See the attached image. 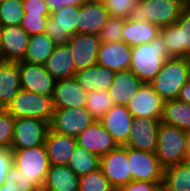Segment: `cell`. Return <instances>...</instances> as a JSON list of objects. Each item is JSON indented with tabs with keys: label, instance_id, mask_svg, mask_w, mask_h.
Wrapping results in <instances>:
<instances>
[{
	"label": "cell",
	"instance_id": "cell-1",
	"mask_svg": "<svg viewBox=\"0 0 190 191\" xmlns=\"http://www.w3.org/2000/svg\"><path fill=\"white\" fill-rule=\"evenodd\" d=\"M167 58L168 48L160 34L151 43L132 48L130 70L143 83H151Z\"/></svg>",
	"mask_w": 190,
	"mask_h": 191
},
{
	"label": "cell",
	"instance_id": "cell-2",
	"mask_svg": "<svg viewBox=\"0 0 190 191\" xmlns=\"http://www.w3.org/2000/svg\"><path fill=\"white\" fill-rule=\"evenodd\" d=\"M190 80L187 58H167L160 72L151 81L154 91L164 100L177 99L181 88Z\"/></svg>",
	"mask_w": 190,
	"mask_h": 191
},
{
	"label": "cell",
	"instance_id": "cell-3",
	"mask_svg": "<svg viewBox=\"0 0 190 191\" xmlns=\"http://www.w3.org/2000/svg\"><path fill=\"white\" fill-rule=\"evenodd\" d=\"M182 10L183 7L176 0H139L127 19L150 22L161 29L175 24Z\"/></svg>",
	"mask_w": 190,
	"mask_h": 191
},
{
	"label": "cell",
	"instance_id": "cell-4",
	"mask_svg": "<svg viewBox=\"0 0 190 191\" xmlns=\"http://www.w3.org/2000/svg\"><path fill=\"white\" fill-rule=\"evenodd\" d=\"M5 110L15 119L32 118L42 120L50 125L54 106L52 96L21 89Z\"/></svg>",
	"mask_w": 190,
	"mask_h": 191
},
{
	"label": "cell",
	"instance_id": "cell-5",
	"mask_svg": "<svg viewBox=\"0 0 190 191\" xmlns=\"http://www.w3.org/2000/svg\"><path fill=\"white\" fill-rule=\"evenodd\" d=\"M187 132L175 126L160 123L156 157L165 168L171 165L180 164L184 161L186 152Z\"/></svg>",
	"mask_w": 190,
	"mask_h": 191
},
{
	"label": "cell",
	"instance_id": "cell-6",
	"mask_svg": "<svg viewBox=\"0 0 190 191\" xmlns=\"http://www.w3.org/2000/svg\"><path fill=\"white\" fill-rule=\"evenodd\" d=\"M11 150L13 163L41 191L50 167L45 145Z\"/></svg>",
	"mask_w": 190,
	"mask_h": 191
},
{
	"label": "cell",
	"instance_id": "cell-7",
	"mask_svg": "<svg viewBox=\"0 0 190 191\" xmlns=\"http://www.w3.org/2000/svg\"><path fill=\"white\" fill-rule=\"evenodd\" d=\"M96 121L85 108H54L49 128L62 135L77 137L86 127Z\"/></svg>",
	"mask_w": 190,
	"mask_h": 191
},
{
	"label": "cell",
	"instance_id": "cell-8",
	"mask_svg": "<svg viewBox=\"0 0 190 191\" xmlns=\"http://www.w3.org/2000/svg\"><path fill=\"white\" fill-rule=\"evenodd\" d=\"M160 34L168 48V58H187L190 53V8H183L175 24L161 28Z\"/></svg>",
	"mask_w": 190,
	"mask_h": 191
},
{
	"label": "cell",
	"instance_id": "cell-9",
	"mask_svg": "<svg viewBox=\"0 0 190 191\" xmlns=\"http://www.w3.org/2000/svg\"><path fill=\"white\" fill-rule=\"evenodd\" d=\"M128 164L132 181L163 182L164 167L154 152L128 147Z\"/></svg>",
	"mask_w": 190,
	"mask_h": 191
},
{
	"label": "cell",
	"instance_id": "cell-10",
	"mask_svg": "<svg viewBox=\"0 0 190 191\" xmlns=\"http://www.w3.org/2000/svg\"><path fill=\"white\" fill-rule=\"evenodd\" d=\"M100 169L115 190L132 181L128 164V147L119 145L101 156Z\"/></svg>",
	"mask_w": 190,
	"mask_h": 191
},
{
	"label": "cell",
	"instance_id": "cell-11",
	"mask_svg": "<svg viewBox=\"0 0 190 191\" xmlns=\"http://www.w3.org/2000/svg\"><path fill=\"white\" fill-rule=\"evenodd\" d=\"M78 17V6H65L48 17L45 33L57 44H67L70 37L78 33Z\"/></svg>",
	"mask_w": 190,
	"mask_h": 191
},
{
	"label": "cell",
	"instance_id": "cell-12",
	"mask_svg": "<svg viewBox=\"0 0 190 191\" xmlns=\"http://www.w3.org/2000/svg\"><path fill=\"white\" fill-rule=\"evenodd\" d=\"M49 124L32 118L15 119L11 149L33 148L44 144Z\"/></svg>",
	"mask_w": 190,
	"mask_h": 191
},
{
	"label": "cell",
	"instance_id": "cell-13",
	"mask_svg": "<svg viewBox=\"0 0 190 191\" xmlns=\"http://www.w3.org/2000/svg\"><path fill=\"white\" fill-rule=\"evenodd\" d=\"M21 88L32 93L53 96L56 79L45 69L44 64L19 61Z\"/></svg>",
	"mask_w": 190,
	"mask_h": 191
},
{
	"label": "cell",
	"instance_id": "cell-14",
	"mask_svg": "<svg viewBox=\"0 0 190 191\" xmlns=\"http://www.w3.org/2000/svg\"><path fill=\"white\" fill-rule=\"evenodd\" d=\"M126 106L134 118L162 119L164 100L150 83H143Z\"/></svg>",
	"mask_w": 190,
	"mask_h": 191
},
{
	"label": "cell",
	"instance_id": "cell-15",
	"mask_svg": "<svg viewBox=\"0 0 190 191\" xmlns=\"http://www.w3.org/2000/svg\"><path fill=\"white\" fill-rule=\"evenodd\" d=\"M161 119L134 118L125 147L155 152Z\"/></svg>",
	"mask_w": 190,
	"mask_h": 191
},
{
	"label": "cell",
	"instance_id": "cell-16",
	"mask_svg": "<svg viewBox=\"0 0 190 191\" xmlns=\"http://www.w3.org/2000/svg\"><path fill=\"white\" fill-rule=\"evenodd\" d=\"M28 35L20 26H0V60L22 61L29 44Z\"/></svg>",
	"mask_w": 190,
	"mask_h": 191
},
{
	"label": "cell",
	"instance_id": "cell-17",
	"mask_svg": "<svg viewBox=\"0 0 190 191\" xmlns=\"http://www.w3.org/2000/svg\"><path fill=\"white\" fill-rule=\"evenodd\" d=\"M73 52L75 72L97 65L101 44L100 37L94 34L76 33L67 42Z\"/></svg>",
	"mask_w": 190,
	"mask_h": 191
},
{
	"label": "cell",
	"instance_id": "cell-18",
	"mask_svg": "<svg viewBox=\"0 0 190 191\" xmlns=\"http://www.w3.org/2000/svg\"><path fill=\"white\" fill-rule=\"evenodd\" d=\"M77 144L87 151L95 153L100 157L107 154L119 145L100 121H95L86 127L77 137Z\"/></svg>",
	"mask_w": 190,
	"mask_h": 191
},
{
	"label": "cell",
	"instance_id": "cell-19",
	"mask_svg": "<svg viewBox=\"0 0 190 191\" xmlns=\"http://www.w3.org/2000/svg\"><path fill=\"white\" fill-rule=\"evenodd\" d=\"M133 115L125 105H114L99 120L118 145L127 143L128 135L133 124Z\"/></svg>",
	"mask_w": 190,
	"mask_h": 191
},
{
	"label": "cell",
	"instance_id": "cell-20",
	"mask_svg": "<svg viewBox=\"0 0 190 191\" xmlns=\"http://www.w3.org/2000/svg\"><path fill=\"white\" fill-rule=\"evenodd\" d=\"M52 100L54 108L86 107L87 92L74 77L56 80Z\"/></svg>",
	"mask_w": 190,
	"mask_h": 191
},
{
	"label": "cell",
	"instance_id": "cell-21",
	"mask_svg": "<svg viewBox=\"0 0 190 191\" xmlns=\"http://www.w3.org/2000/svg\"><path fill=\"white\" fill-rule=\"evenodd\" d=\"M132 48L123 41L101 43L98 50L97 65L115 72L129 70Z\"/></svg>",
	"mask_w": 190,
	"mask_h": 191
},
{
	"label": "cell",
	"instance_id": "cell-22",
	"mask_svg": "<svg viewBox=\"0 0 190 191\" xmlns=\"http://www.w3.org/2000/svg\"><path fill=\"white\" fill-rule=\"evenodd\" d=\"M109 17L103 2L87 0L79 6L78 33L99 36Z\"/></svg>",
	"mask_w": 190,
	"mask_h": 191
},
{
	"label": "cell",
	"instance_id": "cell-23",
	"mask_svg": "<svg viewBox=\"0 0 190 191\" xmlns=\"http://www.w3.org/2000/svg\"><path fill=\"white\" fill-rule=\"evenodd\" d=\"M50 165H66L77 146L75 137L58 134L50 128L44 142Z\"/></svg>",
	"mask_w": 190,
	"mask_h": 191
},
{
	"label": "cell",
	"instance_id": "cell-24",
	"mask_svg": "<svg viewBox=\"0 0 190 191\" xmlns=\"http://www.w3.org/2000/svg\"><path fill=\"white\" fill-rule=\"evenodd\" d=\"M143 82L129 69L115 73L113 82L108 90L115 105H127Z\"/></svg>",
	"mask_w": 190,
	"mask_h": 191
},
{
	"label": "cell",
	"instance_id": "cell-25",
	"mask_svg": "<svg viewBox=\"0 0 190 191\" xmlns=\"http://www.w3.org/2000/svg\"><path fill=\"white\" fill-rule=\"evenodd\" d=\"M73 59V52L68 44H58L44 67L56 80L73 78L76 73Z\"/></svg>",
	"mask_w": 190,
	"mask_h": 191
},
{
	"label": "cell",
	"instance_id": "cell-26",
	"mask_svg": "<svg viewBox=\"0 0 190 191\" xmlns=\"http://www.w3.org/2000/svg\"><path fill=\"white\" fill-rule=\"evenodd\" d=\"M115 73L104 66L94 65L77 71L74 78L87 93L96 90L108 91Z\"/></svg>",
	"mask_w": 190,
	"mask_h": 191
},
{
	"label": "cell",
	"instance_id": "cell-27",
	"mask_svg": "<svg viewBox=\"0 0 190 191\" xmlns=\"http://www.w3.org/2000/svg\"><path fill=\"white\" fill-rule=\"evenodd\" d=\"M21 89L18 62L0 60V109H5Z\"/></svg>",
	"mask_w": 190,
	"mask_h": 191
},
{
	"label": "cell",
	"instance_id": "cell-28",
	"mask_svg": "<svg viewBox=\"0 0 190 191\" xmlns=\"http://www.w3.org/2000/svg\"><path fill=\"white\" fill-rule=\"evenodd\" d=\"M160 28L155 24L144 21L125 19L123 27V42L131 48L151 43L160 35Z\"/></svg>",
	"mask_w": 190,
	"mask_h": 191
},
{
	"label": "cell",
	"instance_id": "cell-29",
	"mask_svg": "<svg viewBox=\"0 0 190 191\" xmlns=\"http://www.w3.org/2000/svg\"><path fill=\"white\" fill-rule=\"evenodd\" d=\"M79 177L66 165H50L41 191H78Z\"/></svg>",
	"mask_w": 190,
	"mask_h": 191
},
{
	"label": "cell",
	"instance_id": "cell-30",
	"mask_svg": "<svg viewBox=\"0 0 190 191\" xmlns=\"http://www.w3.org/2000/svg\"><path fill=\"white\" fill-rule=\"evenodd\" d=\"M58 44L46 33L30 36L23 62L44 64Z\"/></svg>",
	"mask_w": 190,
	"mask_h": 191
},
{
	"label": "cell",
	"instance_id": "cell-31",
	"mask_svg": "<svg viewBox=\"0 0 190 191\" xmlns=\"http://www.w3.org/2000/svg\"><path fill=\"white\" fill-rule=\"evenodd\" d=\"M161 122L190 132V104L177 99L164 101Z\"/></svg>",
	"mask_w": 190,
	"mask_h": 191
},
{
	"label": "cell",
	"instance_id": "cell-32",
	"mask_svg": "<svg viewBox=\"0 0 190 191\" xmlns=\"http://www.w3.org/2000/svg\"><path fill=\"white\" fill-rule=\"evenodd\" d=\"M162 186L169 191H190V165L182 162L165 167Z\"/></svg>",
	"mask_w": 190,
	"mask_h": 191
},
{
	"label": "cell",
	"instance_id": "cell-33",
	"mask_svg": "<svg viewBox=\"0 0 190 191\" xmlns=\"http://www.w3.org/2000/svg\"><path fill=\"white\" fill-rule=\"evenodd\" d=\"M100 158L99 155L89 152L77 144L67 166L80 177L98 170Z\"/></svg>",
	"mask_w": 190,
	"mask_h": 191
},
{
	"label": "cell",
	"instance_id": "cell-34",
	"mask_svg": "<svg viewBox=\"0 0 190 191\" xmlns=\"http://www.w3.org/2000/svg\"><path fill=\"white\" fill-rule=\"evenodd\" d=\"M115 105L108 91H92L87 93L86 109L99 121L107 111Z\"/></svg>",
	"mask_w": 190,
	"mask_h": 191
},
{
	"label": "cell",
	"instance_id": "cell-35",
	"mask_svg": "<svg viewBox=\"0 0 190 191\" xmlns=\"http://www.w3.org/2000/svg\"><path fill=\"white\" fill-rule=\"evenodd\" d=\"M22 0H6L0 4V26H20L24 16Z\"/></svg>",
	"mask_w": 190,
	"mask_h": 191
},
{
	"label": "cell",
	"instance_id": "cell-36",
	"mask_svg": "<svg viewBox=\"0 0 190 191\" xmlns=\"http://www.w3.org/2000/svg\"><path fill=\"white\" fill-rule=\"evenodd\" d=\"M5 191H40L16 164H12L4 181Z\"/></svg>",
	"mask_w": 190,
	"mask_h": 191
},
{
	"label": "cell",
	"instance_id": "cell-37",
	"mask_svg": "<svg viewBox=\"0 0 190 191\" xmlns=\"http://www.w3.org/2000/svg\"><path fill=\"white\" fill-rule=\"evenodd\" d=\"M78 191H116L99 168L79 177Z\"/></svg>",
	"mask_w": 190,
	"mask_h": 191
},
{
	"label": "cell",
	"instance_id": "cell-38",
	"mask_svg": "<svg viewBox=\"0 0 190 191\" xmlns=\"http://www.w3.org/2000/svg\"><path fill=\"white\" fill-rule=\"evenodd\" d=\"M125 18L109 17L100 32L101 43L121 42L123 41V27Z\"/></svg>",
	"mask_w": 190,
	"mask_h": 191
},
{
	"label": "cell",
	"instance_id": "cell-39",
	"mask_svg": "<svg viewBox=\"0 0 190 191\" xmlns=\"http://www.w3.org/2000/svg\"><path fill=\"white\" fill-rule=\"evenodd\" d=\"M15 118L5 109H0V147L11 149Z\"/></svg>",
	"mask_w": 190,
	"mask_h": 191
},
{
	"label": "cell",
	"instance_id": "cell-40",
	"mask_svg": "<svg viewBox=\"0 0 190 191\" xmlns=\"http://www.w3.org/2000/svg\"><path fill=\"white\" fill-rule=\"evenodd\" d=\"M49 16L24 14L20 27L30 36L45 33Z\"/></svg>",
	"mask_w": 190,
	"mask_h": 191
},
{
	"label": "cell",
	"instance_id": "cell-41",
	"mask_svg": "<svg viewBox=\"0 0 190 191\" xmlns=\"http://www.w3.org/2000/svg\"><path fill=\"white\" fill-rule=\"evenodd\" d=\"M137 1L139 0H105L104 5L111 17L127 19Z\"/></svg>",
	"mask_w": 190,
	"mask_h": 191
},
{
	"label": "cell",
	"instance_id": "cell-42",
	"mask_svg": "<svg viewBox=\"0 0 190 191\" xmlns=\"http://www.w3.org/2000/svg\"><path fill=\"white\" fill-rule=\"evenodd\" d=\"M24 14H40V16H51L46 0H22Z\"/></svg>",
	"mask_w": 190,
	"mask_h": 191
},
{
	"label": "cell",
	"instance_id": "cell-43",
	"mask_svg": "<svg viewBox=\"0 0 190 191\" xmlns=\"http://www.w3.org/2000/svg\"><path fill=\"white\" fill-rule=\"evenodd\" d=\"M163 182L130 181L116 191H158Z\"/></svg>",
	"mask_w": 190,
	"mask_h": 191
},
{
	"label": "cell",
	"instance_id": "cell-44",
	"mask_svg": "<svg viewBox=\"0 0 190 191\" xmlns=\"http://www.w3.org/2000/svg\"><path fill=\"white\" fill-rule=\"evenodd\" d=\"M13 164L12 150L0 147V187L6 180V174Z\"/></svg>",
	"mask_w": 190,
	"mask_h": 191
},
{
	"label": "cell",
	"instance_id": "cell-45",
	"mask_svg": "<svg viewBox=\"0 0 190 191\" xmlns=\"http://www.w3.org/2000/svg\"><path fill=\"white\" fill-rule=\"evenodd\" d=\"M87 0H46V3L48 4L50 13H53L55 11H58L62 9L63 7L68 6H81L84 4Z\"/></svg>",
	"mask_w": 190,
	"mask_h": 191
},
{
	"label": "cell",
	"instance_id": "cell-46",
	"mask_svg": "<svg viewBox=\"0 0 190 191\" xmlns=\"http://www.w3.org/2000/svg\"><path fill=\"white\" fill-rule=\"evenodd\" d=\"M177 100L190 104V80L181 88Z\"/></svg>",
	"mask_w": 190,
	"mask_h": 191
},
{
	"label": "cell",
	"instance_id": "cell-47",
	"mask_svg": "<svg viewBox=\"0 0 190 191\" xmlns=\"http://www.w3.org/2000/svg\"><path fill=\"white\" fill-rule=\"evenodd\" d=\"M183 162L190 165V132H188L186 136V152Z\"/></svg>",
	"mask_w": 190,
	"mask_h": 191
},
{
	"label": "cell",
	"instance_id": "cell-48",
	"mask_svg": "<svg viewBox=\"0 0 190 191\" xmlns=\"http://www.w3.org/2000/svg\"><path fill=\"white\" fill-rule=\"evenodd\" d=\"M183 8H190V0H176Z\"/></svg>",
	"mask_w": 190,
	"mask_h": 191
},
{
	"label": "cell",
	"instance_id": "cell-49",
	"mask_svg": "<svg viewBox=\"0 0 190 191\" xmlns=\"http://www.w3.org/2000/svg\"><path fill=\"white\" fill-rule=\"evenodd\" d=\"M158 191H169V190H167L164 186L161 185Z\"/></svg>",
	"mask_w": 190,
	"mask_h": 191
},
{
	"label": "cell",
	"instance_id": "cell-50",
	"mask_svg": "<svg viewBox=\"0 0 190 191\" xmlns=\"http://www.w3.org/2000/svg\"><path fill=\"white\" fill-rule=\"evenodd\" d=\"M187 59H188L189 67H190V53L188 54Z\"/></svg>",
	"mask_w": 190,
	"mask_h": 191
},
{
	"label": "cell",
	"instance_id": "cell-51",
	"mask_svg": "<svg viewBox=\"0 0 190 191\" xmlns=\"http://www.w3.org/2000/svg\"><path fill=\"white\" fill-rule=\"evenodd\" d=\"M0 191H5L4 185H2V186L0 187Z\"/></svg>",
	"mask_w": 190,
	"mask_h": 191
},
{
	"label": "cell",
	"instance_id": "cell-52",
	"mask_svg": "<svg viewBox=\"0 0 190 191\" xmlns=\"http://www.w3.org/2000/svg\"><path fill=\"white\" fill-rule=\"evenodd\" d=\"M92 1H98V2H105V0H92Z\"/></svg>",
	"mask_w": 190,
	"mask_h": 191
}]
</instances>
